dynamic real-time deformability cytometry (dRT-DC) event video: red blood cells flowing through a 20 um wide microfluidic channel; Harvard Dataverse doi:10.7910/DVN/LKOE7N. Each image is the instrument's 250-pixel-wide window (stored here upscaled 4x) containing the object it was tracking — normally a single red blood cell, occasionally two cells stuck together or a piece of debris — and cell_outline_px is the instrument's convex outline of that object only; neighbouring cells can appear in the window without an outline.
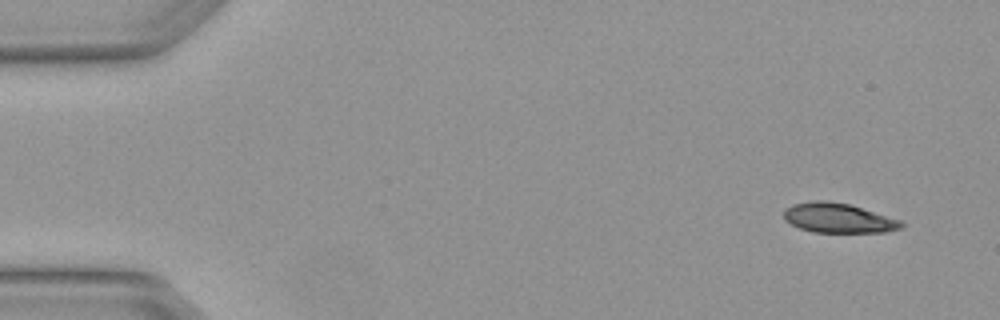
{"species": "Egyptian fruit bat (a non-hibernating species)", "species_latin": "Rousettus aegyptiacus", "temperature_condition": "warm", "stored_images_in_passage": 4, "camera_frame_rate_fps": 3000, "um_per_image_px": 0.085, "animal": {"sex": "female"}, "frame": {"image": 1, "passage_image": 1, "time_ms": 0.0, "image_size_px": [1000, 320], "cell_outline_px": [[904, 228], [884, 232], [812, 232], [800, 228], [784, 220], [784, 208], [792, 204], [812, 200], [828, 200], [848, 204], [904, 220]], "centroid_in_image_um": [71.28, 18.52], "position_along_channel_um": 13.7, "area_um2": 20.58}}
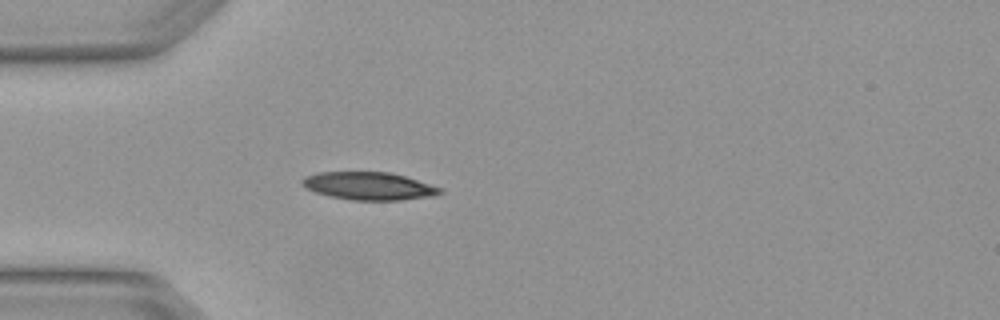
{"frame": {"image": 2, "passage_image": 4, "time_ms": 1.0, "image_size_px": [1000, 320], "cell_outline_px": [[444, 192], [432, 196], [400, 200], [352, 200], [332, 196], [316, 192], [300, 184], [300, 180], [304, 176], [320, 172], [388, 172], [404, 176], [444, 188]], "centroid_in_image_um": [31.37, 15.8], "position_along_channel_um": 53.6, "area_um2": 22.25}}